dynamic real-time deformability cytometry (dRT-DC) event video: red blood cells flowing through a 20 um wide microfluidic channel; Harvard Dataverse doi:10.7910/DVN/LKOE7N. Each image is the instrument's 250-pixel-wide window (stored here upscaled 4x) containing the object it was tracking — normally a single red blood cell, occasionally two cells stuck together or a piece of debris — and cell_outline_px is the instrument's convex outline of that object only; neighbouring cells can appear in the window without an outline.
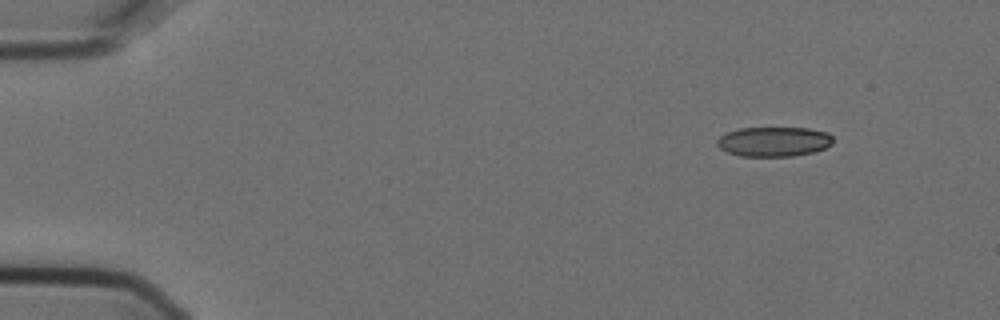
{"species": "Egyptian fruit bat (a non-hibernating species)", "species_latin": "Rousettus aegyptiacus", "temperature_condition": "cold", "stored_images_in_passage": 4, "camera_frame_rate_fps": 3000, "um_per_image_px": 0.085, "animal": {"sex": "female"}, "frame": {"image": 1, "passage_image": 1, "time_ms": 0.0, "image_size_px": [1000, 320], "cell_outline_px": [[832, 144], [824, 148], [812, 152], [792, 156], [740, 156], [728, 152], [720, 148], [716, 144], [716, 140], [720, 136], [728, 132], [740, 128], [808, 128], [828, 132], [832, 136]], "centroid_in_image_um": [65.77, 12.03], "position_along_channel_um": 19.2, "area_um2": 20.0}}
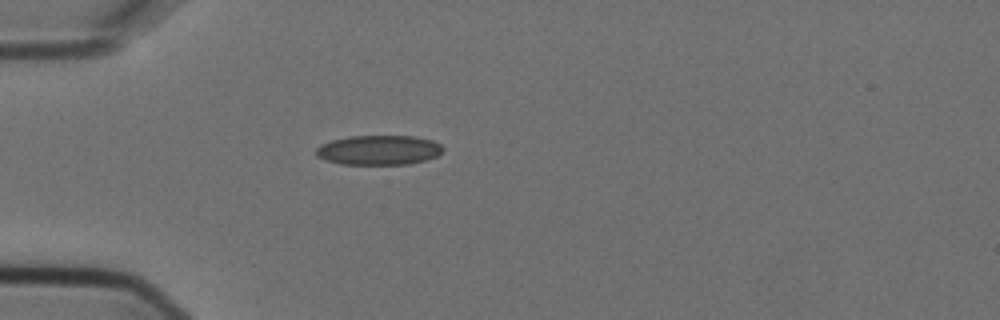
{"frame": {"image": 2, "passage_image": 4, "time_ms": 1.0, "image_size_px": [1000, 320], "cell_outline_px": [[444, 148], [436, 156], [424, 160], [408, 164], [340, 164], [316, 156], [316, 148], [320, 144], [332, 140], [352, 136], [416, 136], [432, 140], [440, 144]], "centroid_in_image_um": [32.19, 12.75], "position_along_channel_um": 52.8, "area_um2": 21.79}}